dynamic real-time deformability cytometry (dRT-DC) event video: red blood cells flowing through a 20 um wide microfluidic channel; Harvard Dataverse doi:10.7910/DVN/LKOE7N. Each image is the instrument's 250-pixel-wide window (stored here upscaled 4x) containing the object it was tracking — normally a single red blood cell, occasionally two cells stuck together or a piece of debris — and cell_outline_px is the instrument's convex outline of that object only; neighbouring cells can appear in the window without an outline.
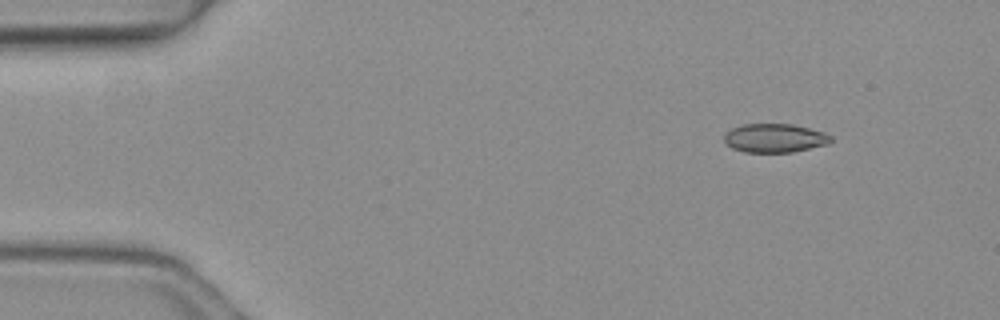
{"species": "common noctule bat (a hibernating species)", "species_latin": "Nyctalus noctula", "temperature_condition": "warm", "stored_images_in_passage": 3, "camera_frame_rate_fps": 3000, "um_per_image_px": 0.085, "animal": {"sex": "female", "body_mass_g": 19.3, "forearm_length_mm": 54.1}, "frame": {"image": 1, "passage_image": 1, "time_ms": 0.0, "image_size_px": [1000, 320], "cell_outline_px": [[832, 140], [828, 144], [792, 152], [744, 152], [732, 148], [724, 140], [724, 132], [732, 128], [744, 124], [792, 124], [824, 132], [832, 136]], "centroid_in_image_um": [65.84, 11.73], "position_along_channel_um": 19.2, "area_um2": 17.86}}
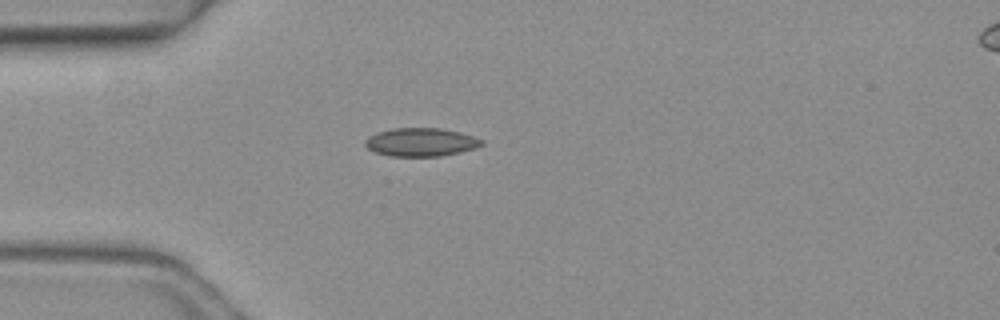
{"frame": {"image": 2, "passage_image": 3, "time_ms": 0.667, "image_size_px": [1000, 320], "cell_outline_px": [[484, 144], [476, 148], [460, 152], [440, 156], [392, 156], [376, 152], [368, 148], [364, 144], [364, 140], [368, 136], [392, 128], [440, 128], [460, 132], [484, 140]], "centroid_in_image_um": [35.8, 12.08], "position_along_channel_um": 49.2, "area_um2": 19.19}}